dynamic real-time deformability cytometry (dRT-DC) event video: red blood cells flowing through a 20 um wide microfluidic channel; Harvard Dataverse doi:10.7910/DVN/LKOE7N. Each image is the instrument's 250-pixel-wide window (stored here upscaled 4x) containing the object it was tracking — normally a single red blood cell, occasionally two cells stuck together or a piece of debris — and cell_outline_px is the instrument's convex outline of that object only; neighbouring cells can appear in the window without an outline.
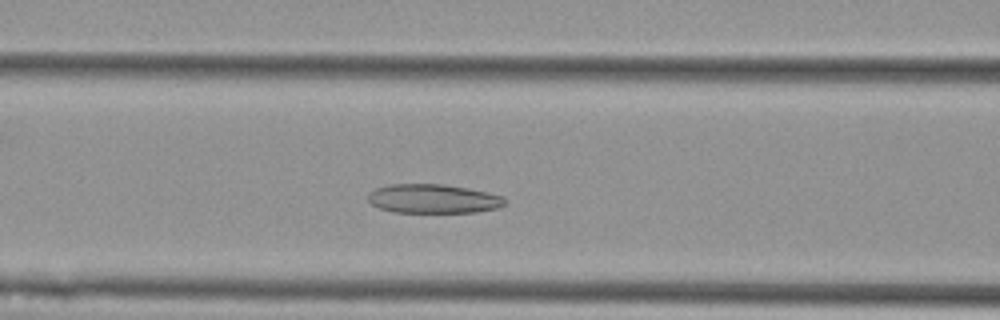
{"species": "Egyptian fruit bat (a non-hibernating species)", "species_latin": "Rousettus aegyptiacus", "temperature_condition": "cold", "stored_images_in_passage": 48, "camera_frame_rate_fps": 3000, "um_per_image_px": 0.085, "animal": {"sex": "female"}, "frame": {"image": 1, "passage_image": 15, "time_ms": 4.667, "image_size_px": [1000, 320], "cell_outline_px": [[508, 200], [504, 204], [496, 208], [476, 212], [392, 212], [380, 208], [372, 204], [368, 200], [368, 192], [376, 188], [392, 184], [440, 184], [468, 188], [504, 196]], "centroid_in_image_um": [36.82, 16.89], "position_along_channel_um": 129.8, "area_um2": 23.12}}
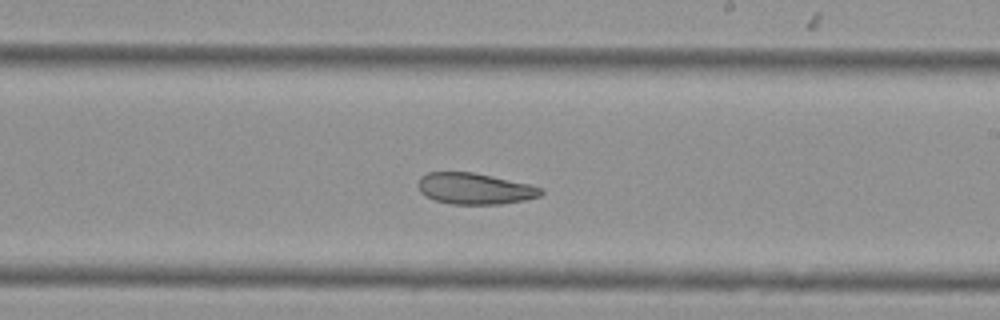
{"frame": {"image": 2, "passage_image": 25, "time_ms": 8.0, "image_size_px": [1000, 320], "cell_outline_px": [[544, 192], [540, 196], [524, 200], [500, 204], [452, 204], [436, 200], [424, 196], [420, 192], [420, 176], [428, 172], [472, 172], [528, 184], [544, 188]], "centroid_in_image_um": [40.36, 16.04], "position_along_channel_um": 248.6, "area_um2": 22.14}}
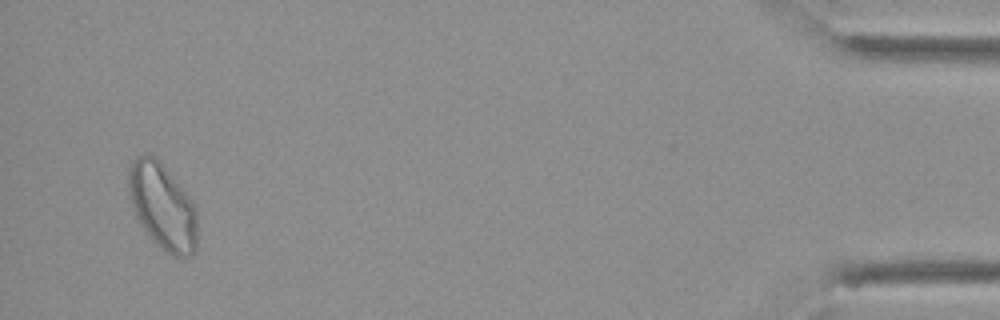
{"frame": {"image": 3, "passage_image": 46, "time_ms": 15.0, "image_size_px": [1000, 320], "cell_outline_px": [[196, 252], [188, 256], [172, 256], [164, 252], [148, 236], [136, 216], [132, 204], [128, 188], [128, 168], [136, 156], [156, 156], [192, 200], [196, 208]], "centroid_in_image_um": [13.81, 17.57], "position_along_channel_um": 421.4, "area_um2": 34.39}, "authors_computed_cell_mechanics": {"area_um2": 26.1545, "velocity_mm_per_s": 3.5881, "shape_relaxation_time_tau1_ms": null, "shape_relaxation_time_tau2_ms": 3.739, "deformation_change_tau1": null, "deformation_change_tau2": 0.1056}}